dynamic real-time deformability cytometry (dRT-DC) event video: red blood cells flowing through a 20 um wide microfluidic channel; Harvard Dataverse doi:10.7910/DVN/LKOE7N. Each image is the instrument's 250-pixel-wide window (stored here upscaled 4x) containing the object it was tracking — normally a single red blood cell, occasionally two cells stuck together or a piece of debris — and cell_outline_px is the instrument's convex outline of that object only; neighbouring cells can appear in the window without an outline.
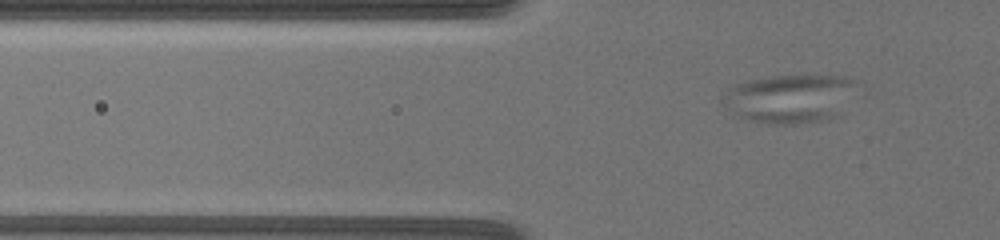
{"species": "common noctule bat (a hibernating species)", "species_latin": "Nyctalus noctula", "temperature_condition": "warm", "stored_images_in_passage": 56, "camera_frame_rate_fps": 3000, "um_per_image_px": 0.085, "animal": {"sex": "female", "body_mass_g": 19.5, "forearm_length_mm": 54.1}, "frame": {"image": 1, "passage_image": 19, "time_ms": 8.0, "image_size_px": [1000, 240], "cell_outline_px": [[852, 80], [832, 116], [828, 120], [796, 124], [768, 124], [748, 120], [736, 116], [720, 100], [720, 96], [736, 84], [748, 80], [768, 76], [844, 76]], "centroid_in_image_um": [66.86, 8.39], "position_along_channel_um": 58.9, "area_um2": 36.18}}
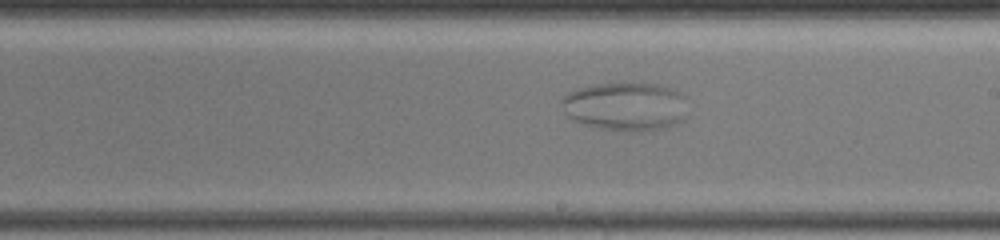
{"frame": {"image": 2, "passage_image": 35, "time_ms": 14.0, "image_size_px": [1000, 240], "cell_outline_px": [[688, 96], [684, 120], [664, 128], [632, 132], [600, 128], [584, 124], [572, 120], [564, 112], [560, 100], [568, 92], [580, 88], [600, 84], [624, 80], [656, 84], [680, 92]], "centroid_in_image_um": [53.19, 9.02], "position_along_channel_um": 235.8, "area_um2": 36.41}}
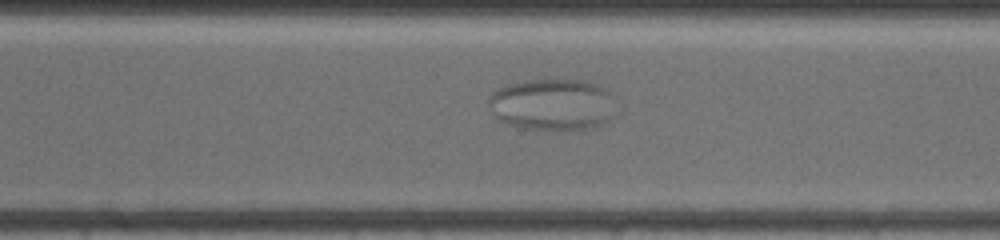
{"frame": {"image": 3, "passage_image": 42, "time_ms": 16.667, "image_size_px": [1000, 240], "cell_outline_px": [[612, 116], [608, 120], [592, 128], [560, 132], [528, 128], [508, 124], [500, 120], [496, 116], [488, 100], [492, 92], [504, 84], [524, 80], [584, 80], [608, 88]], "centroid_in_image_um": [46.93, 8.89], "position_along_channel_um": 323.7, "area_um2": 38.32}}